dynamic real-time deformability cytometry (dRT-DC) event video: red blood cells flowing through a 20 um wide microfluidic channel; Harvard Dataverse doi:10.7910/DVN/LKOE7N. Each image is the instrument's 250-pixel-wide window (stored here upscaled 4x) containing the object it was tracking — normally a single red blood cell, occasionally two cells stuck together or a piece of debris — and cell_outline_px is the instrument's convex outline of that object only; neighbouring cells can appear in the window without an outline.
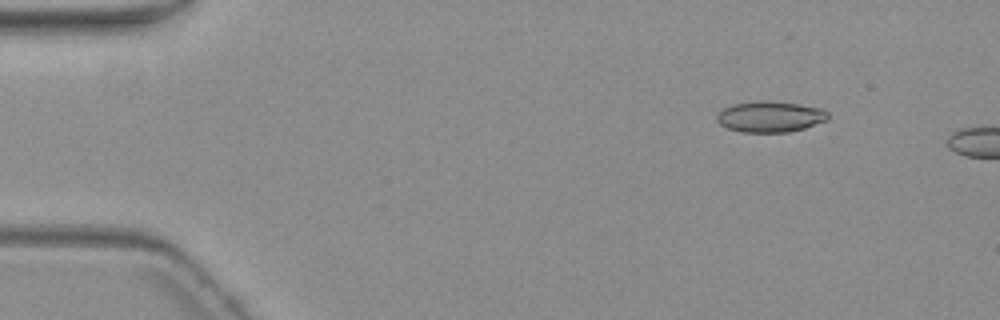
{"species": "common noctule bat (a hibernating species)", "species_latin": "Nyctalus noctula", "temperature_condition": "warm", "stored_images_in_passage": 6, "segment_of_instrument_passage": [2, 2], "camera_frame_rate_fps": 3000, "um_per_image_px": 0.085, "animal": {"sex": "female", "body_mass_g": 19.3, "forearm_length_mm": 54.1}, "frame": {"image": 1, "passage_image": 6, "time_ms": 6.667, "image_size_px": [1000, 320], "cell_outline_px": [[828, 120], [804, 128], [788, 132], [740, 132], [728, 128], [720, 124], [716, 120], [716, 116], [724, 108], [732, 104], [756, 100], [768, 100], [796, 104], [820, 108], [828, 112]], "centroid_in_image_um": [65.44, 9.91], "position_along_channel_um": 19.6, "area_um2": 20.06}}